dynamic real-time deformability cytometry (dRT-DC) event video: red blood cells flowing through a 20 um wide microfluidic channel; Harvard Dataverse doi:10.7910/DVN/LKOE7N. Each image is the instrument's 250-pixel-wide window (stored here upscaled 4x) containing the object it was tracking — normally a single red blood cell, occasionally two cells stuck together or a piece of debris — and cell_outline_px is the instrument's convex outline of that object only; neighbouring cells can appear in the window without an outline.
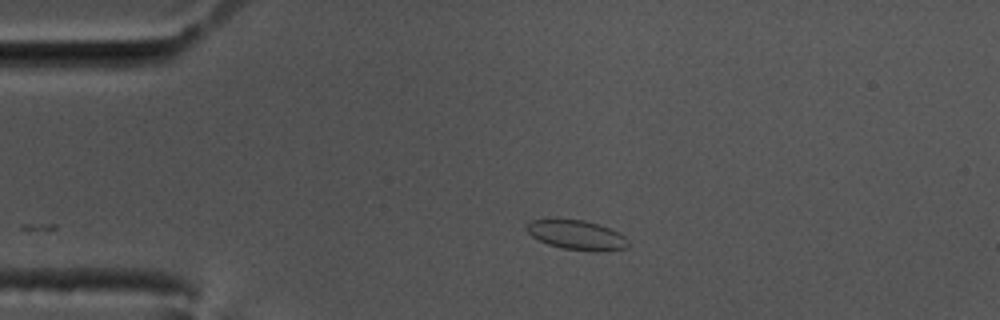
{"species": "common noctule bat (a hibernating species)", "species_latin": "Nyctalus noctula", "temperature_condition": "cold", "stored_images_in_passage": 47, "camera_frame_rate_fps": 3000, "um_per_image_px": 0.085, "animal": {"sex": "male", "body_mass_g": 17.5, "forearm_length_mm": 52.3}, "frame": {"image": 1, "passage_image": 1, "time_ms": 0.0, "image_size_px": [1000, 320], "cell_outline_px": [[628, 248], [604, 252], [592, 252], [564, 248], [548, 244], [532, 236], [528, 232], [528, 224], [532, 220], [584, 220], [608, 228], [624, 236], [628, 240]], "centroid_in_image_um": [49.08, 20.01], "position_along_channel_um": 35.9, "area_um2": 17.11}}
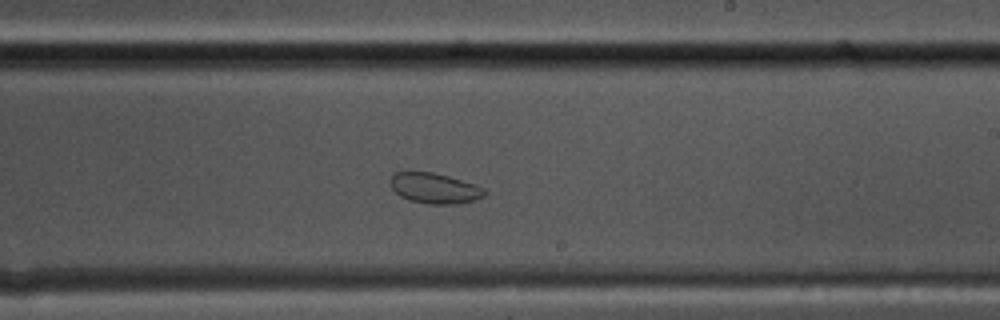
{"frame": {"image": 2, "passage_image": 23, "time_ms": 7.333, "image_size_px": [1000, 320], "cell_outline_px": [[488, 192], [484, 196], [472, 200], [456, 204], [428, 204], [412, 200], [400, 196], [392, 188], [392, 176], [396, 172], [432, 172], [448, 176], [476, 184], [484, 188]], "centroid_in_image_um": [36.99, 16.0], "position_along_channel_um": 252.0, "area_um2": 16.47}}
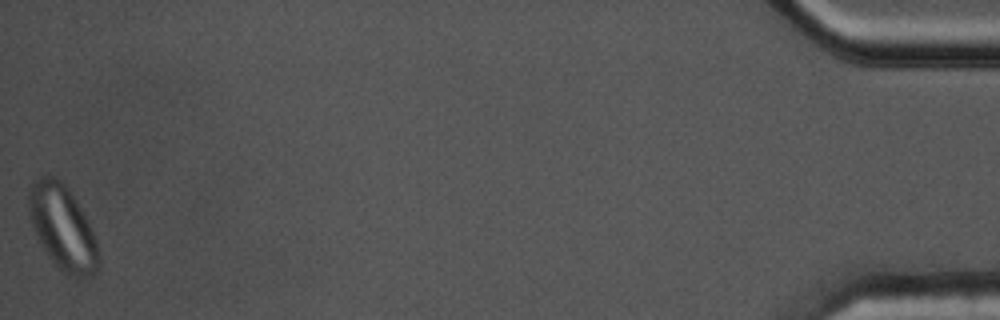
{"frame": {"image": 3, "passage_image": 47, "time_ms": 15.333, "image_size_px": [1000, 320], "cell_outline_px": [[100, 264], [96, 272], [88, 276], [68, 276], [52, 260], [44, 248], [32, 224], [28, 208], [28, 192], [32, 180], [44, 172], [60, 180], [68, 188], [84, 212], [92, 228], [96, 240], [100, 256]], "centroid_in_image_um": [5.33, 19.28], "position_along_channel_um": 429.9, "area_um2": 34.45}}